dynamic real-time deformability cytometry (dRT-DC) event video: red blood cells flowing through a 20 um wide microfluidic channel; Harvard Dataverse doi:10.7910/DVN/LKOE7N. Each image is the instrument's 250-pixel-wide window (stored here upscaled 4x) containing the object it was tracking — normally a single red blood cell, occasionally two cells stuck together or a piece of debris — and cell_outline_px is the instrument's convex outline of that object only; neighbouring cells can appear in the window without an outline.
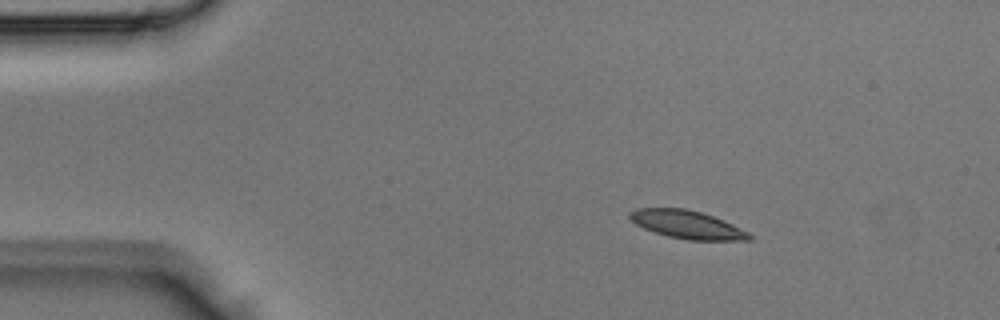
{"species": "Egyptian fruit bat (a non-hibernating species)", "species_latin": "Rousettus aegyptiacus", "temperature_condition": "room temperature", "stored_images_in_passage": 3, "camera_frame_rate_fps": 3000, "um_per_image_px": 0.085, "animal": {"sex": "male"}, "frame": {"image": 1, "passage_image": 1, "time_ms": 0.0, "image_size_px": [1000, 320], "cell_outline_px": [[752, 240], [688, 240], [668, 236], [644, 228], [636, 224], [628, 216], [628, 212], [636, 208], [684, 208], [700, 212], [724, 220], [748, 232], [752, 236]], "centroid_in_image_um": [58.4, 19.08], "position_along_channel_um": 26.6, "area_um2": 19.42}}
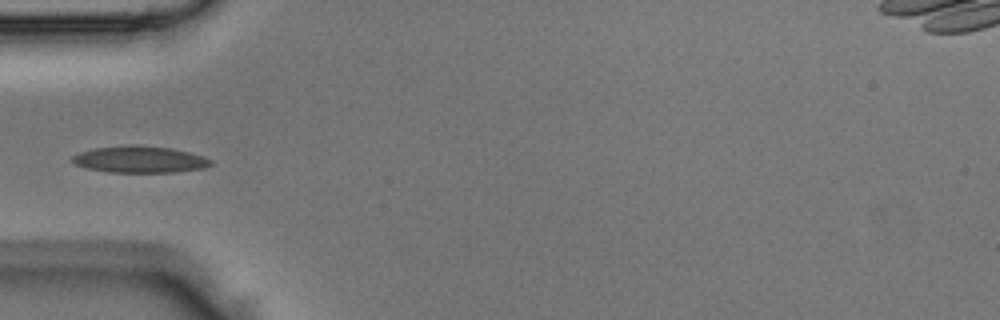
{"frame": {"image": 2, "passage_image": 3, "time_ms": 0.667, "image_size_px": [1000, 320], "cell_outline_px": [[212, 164], [204, 168], [176, 172], [108, 172], [88, 168], [76, 164], [68, 160], [72, 156], [80, 152], [96, 148], [128, 144], [136, 144], [172, 148], [204, 156], [212, 160]], "centroid_in_image_um": [11.88, 13.54], "position_along_channel_um": 73.1, "area_um2": 21.68}}